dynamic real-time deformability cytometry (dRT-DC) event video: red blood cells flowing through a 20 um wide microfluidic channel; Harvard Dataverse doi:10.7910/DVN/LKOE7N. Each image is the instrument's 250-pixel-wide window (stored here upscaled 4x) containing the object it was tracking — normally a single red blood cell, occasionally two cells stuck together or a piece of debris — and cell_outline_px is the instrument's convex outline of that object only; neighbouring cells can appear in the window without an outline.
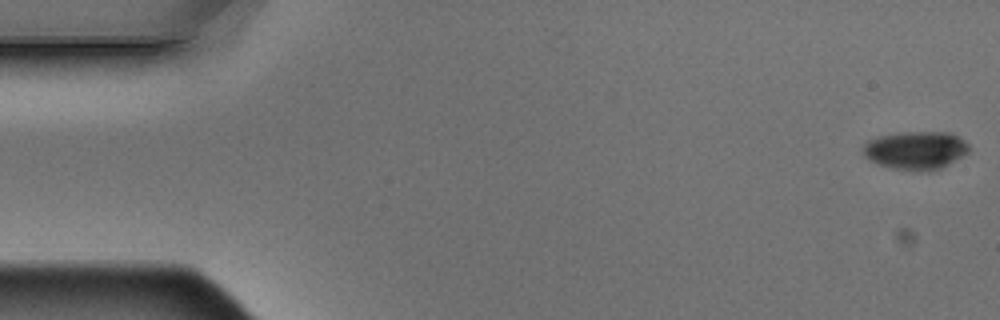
{"species": "Egyptian fruit bat (a non-hibernating species)", "species_latin": "Rousettus aegyptiacus", "temperature_condition": "warm", "stored_images_in_passage": 5, "camera_frame_rate_fps": 3000, "um_per_image_px": 0.085, "animal": {"sex": "male"}, "frame": {"image": 1, "passage_image": 1, "time_ms": 0.0, "image_size_px": [1000, 320], "cell_outline_px": [[968, 152], [948, 164], [940, 168], [928, 172], [920, 172], [892, 168], [880, 164], [864, 156], [864, 144], [868, 140], [876, 136], [900, 132], [948, 132], [960, 136], [968, 144]], "centroid_in_image_um": [77.84, 12.77], "position_along_channel_um": 7.2, "area_um2": 23.58}}
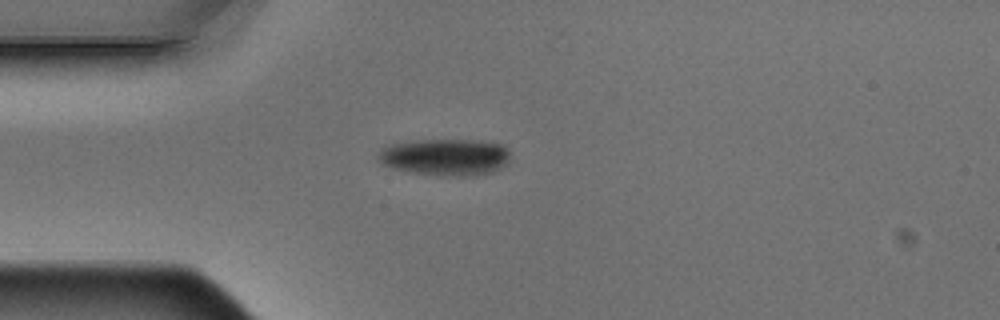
{"frame": {"image": 2, "passage_image": 5, "time_ms": 1.333, "image_size_px": [1000, 320], "cell_outline_px": [[508, 160], [500, 168], [492, 172], [468, 176], [440, 176], [412, 172], [392, 168], [380, 164], [376, 156], [376, 152], [388, 144], [412, 140], [472, 140], [504, 144], [508, 148]], "centroid_in_image_um": [37.78, 13.34], "position_along_channel_um": 47.2, "area_um2": 28.67}}